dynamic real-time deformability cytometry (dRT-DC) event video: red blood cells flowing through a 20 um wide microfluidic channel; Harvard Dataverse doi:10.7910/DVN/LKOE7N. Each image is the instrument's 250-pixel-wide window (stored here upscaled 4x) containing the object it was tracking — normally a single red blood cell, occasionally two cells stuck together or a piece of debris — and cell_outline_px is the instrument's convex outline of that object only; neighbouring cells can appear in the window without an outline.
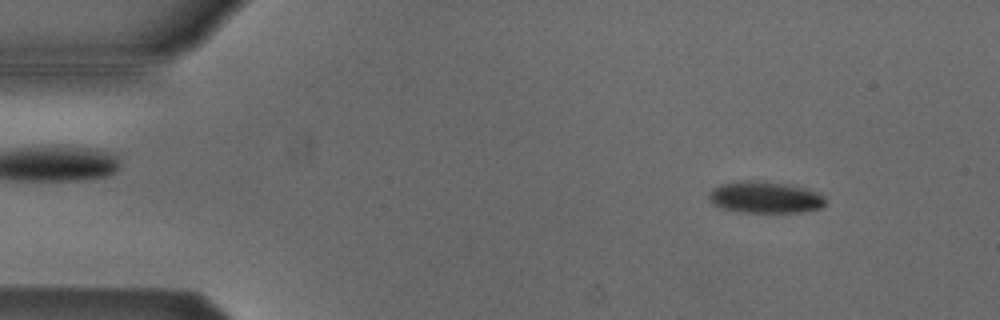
{"species": "Egyptian fruit bat (a non-hibernating species)", "species_latin": "Rousettus aegyptiacus", "temperature_condition": "cold", "stored_images_in_passage": 50, "camera_frame_rate_fps": 3000, "um_per_image_px": 0.085, "animal": {"sex": "male"}, "frame": {"image": 1, "passage_image": 3, "time_ms": 0.667, "image_size_px": [1000, 320], "cell_outline_px": [[828, 200], [820, 208], [800, 212], [744, 212], [724, 208], [712, 204], [708, 196], [712, 188], [720, 184], [740, 180], [764, 180], [804, 188], [816, 192], [824, 196]], "centroid_in_image_um": [65.01, 16.75], "position_along_channel_um": 20.0, "area_um2": 21.5}}
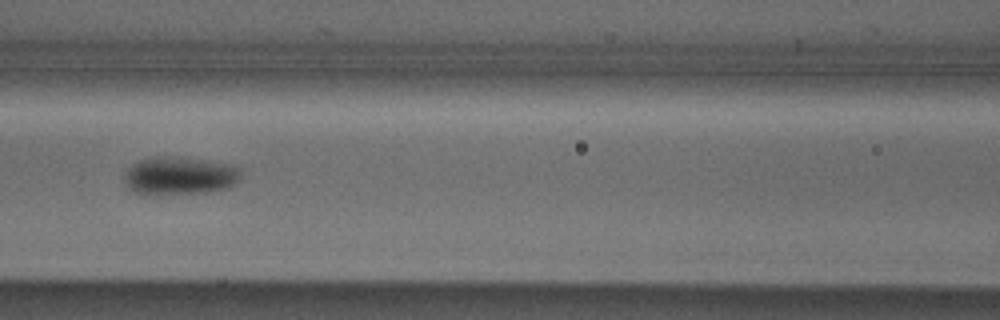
{"frame": {"image": 2, "passage_image": 20, "time_ms": 6.333, "image_size_px": [1000, 320], "cell_outline_px": [[240, 176], [228, 188], [208, 192], [148, 196], [140, 196], [132, 192], [124, 184], [124, 172], [136, 160], [152, 156], [184, 156], [232, 164], [240, 168]], "centroid_in_image_um": [15.17, 14.94], "position_along_channel_um": 151.4, "area_um2": 26.93}}
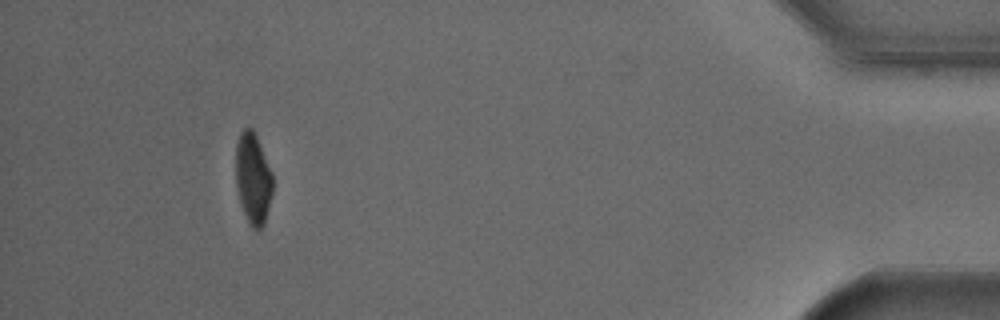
{"frame": {"image": 3, "passage_image": 46, "time_ms": 15.0, "image_size_px": [1000, 320], "cell_outline_px": [[272, 192], [264, 224], [256, 232], [252, 228], [240, 204], [236, 184], [236, 144], [240, 132], [244, 128], [252, 128], [256, 136], [272, 172]], "centroid_in_image_um": [21.5, 15.17], "position_along_channel_um": 413.7, "area_um2": 19.42}, "authors_computed_cell_mechanics": {"area_um2": 22.3686, "velocity_mm_per_s": 3.8218, "shape_relaxation_time_tau1_ms": 3.1422, "shape_relaxation_time_tau2_ms": null, "deformation_change_tau1": 0.1081, "deformation_change_tau2": null}}